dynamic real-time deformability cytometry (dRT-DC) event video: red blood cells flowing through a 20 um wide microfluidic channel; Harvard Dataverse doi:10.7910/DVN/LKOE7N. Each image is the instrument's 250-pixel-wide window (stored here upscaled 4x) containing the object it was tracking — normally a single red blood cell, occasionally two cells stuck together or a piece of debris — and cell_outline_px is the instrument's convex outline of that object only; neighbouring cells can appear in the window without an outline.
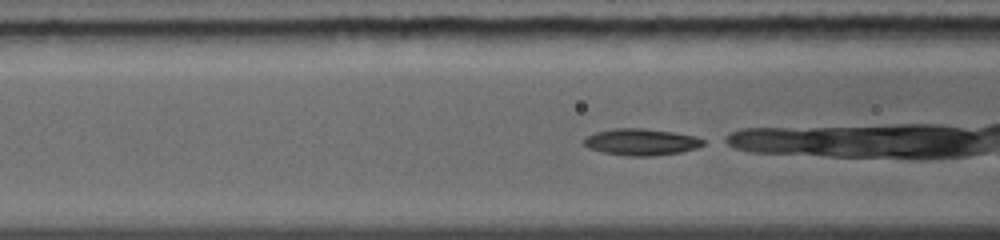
{"species": "common noctule bat (a hibernating species)", "species_latin": "Nyctalus noctula", "temperature_condition": "warm", "stored_images_in_passage": 6, "camera_frame_rate_fps": 5000, "um_per_image_px": 0.085, "animal": {"sex": "female", "body_mass_g": 19.0, "forearm_length_mm": 56.7}, "frame": {"image": 1, "passage_image": 3, "time_ms": 0.8, "image_size_px": [1000, 240], "cell_outline_px": [[704, 144], [696, 148], [680, 152], [656, 156], [628, 156], [604, 152], [588, 148], [584, 144], [584, 140], [588, 136], [596, 132], [616, 128], [644, 128], [672, 132], [696, 136], [704, 140]], "centroid_in_image_um": [54.52, 12.07], "position_along_channel_um": 112.1, "area_um2": 18.38}}
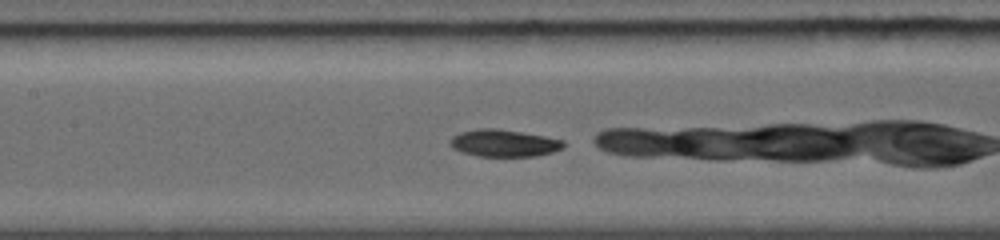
{"frame": {"image": 2, "passage_image": 6, "time_ms": 2.0, "image_size_px": [1000, 240], "cell_outline_px": [[564, 148], [552, 152], [536, 156], [476, 156], [460, 152], [452, 148], [448, 144], [448, 140], [452, 136], [460, 132], [480, 128], [496, 128], [544, 136], [564, 140]], "centroid_in_image_um": [42.78, 12.17], "position_along_channel_um": 164.6, "area_um2": 18.09}}